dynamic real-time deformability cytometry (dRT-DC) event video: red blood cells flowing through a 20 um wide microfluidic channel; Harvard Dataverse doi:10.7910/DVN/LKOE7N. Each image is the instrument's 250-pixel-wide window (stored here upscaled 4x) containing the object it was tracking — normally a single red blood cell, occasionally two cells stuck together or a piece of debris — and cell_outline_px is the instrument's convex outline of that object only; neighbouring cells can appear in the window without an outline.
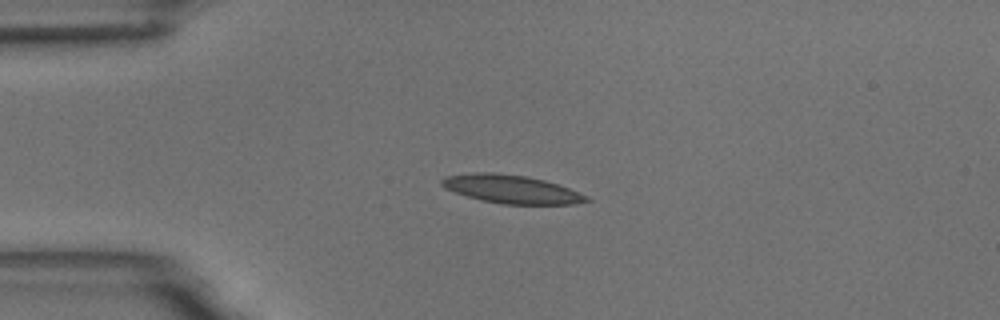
{"species": "common noctule bat (a hibernating species)", "species_latin": "Nyctalus noctula", "temperature_condition": "room temperature", "stored_images_in_passage": 55, "camera_frame_rate_fps": 3000, "um_per_image_px": 0.085, "animal": {"sex": "male", "body_mass_g": 18.8}, "frame": {"image": 1, "passage_image": 13, "time_ms": 4.0, "image_size_px": [1000, 320], "cell_outline_px": [[592, 200], [572, 204], [504, 204], [480, 200], [444, 188], [440, 184], [440, 180], [444, 176], [476, 172], [492, 172], [524, 176], [544, 180], [568, 188], [588, 196]], "centroid_in_image_um": [43.43, 16.08], "position_along_channel_um": 41.6, "area_um2": 23.7}}
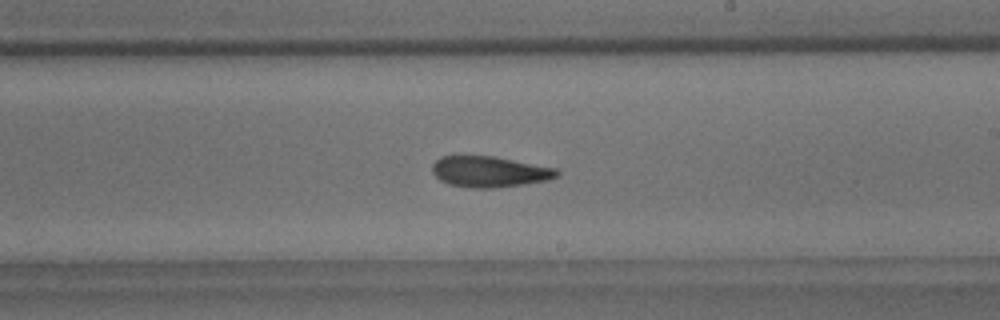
{"frame": {"image": 2, "passage_image": 32, "time_ms": 10.333, "image_size_px": [1000, 320], "cell_outline_px": [[560, 172], [556, 176], [548, 180], [524, 184], [496, 188], [472, 188], [448, 184], [440, 180], [432, 172], [432, 164], [440, 156], [492, 156], [556, 168]], "centroid_in_image_um": [41.58, 14.6], "position_along_channel_um": 247.4, "area_um2": 22.37}}
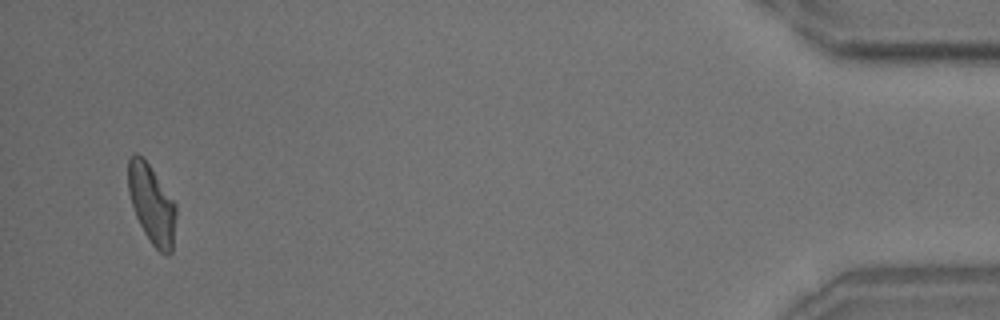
{"frame": {"image": 3, "passage_image": 53, "time_ms": 17.333, "image_size_px": [1000, 320], "cell_outline_px": [[176, 216], [172, 252], [168, 256], [164, 256], [152, 244], [144, 232], [136, 216], [128, 192], [128, 160], [132, 152], [136, 152], [148, 164], [176, 204]], "centroid_in_image_um": [12.9, 17.38], "position_along_channel_um": 422.3, "area_um2": 21.85}, "authors_computed_cell_mechanics": {"area_um2": 23.0044, "velocity_mm_per_s": 3.6485, "shape_relaxation_time_tau1_ms": 8.9609, "shape_relaxation_time_tau2_ms": 7.5561, "deformation_change_tau1": 0.1838, "deformation_change_tau2": 0.1804}}